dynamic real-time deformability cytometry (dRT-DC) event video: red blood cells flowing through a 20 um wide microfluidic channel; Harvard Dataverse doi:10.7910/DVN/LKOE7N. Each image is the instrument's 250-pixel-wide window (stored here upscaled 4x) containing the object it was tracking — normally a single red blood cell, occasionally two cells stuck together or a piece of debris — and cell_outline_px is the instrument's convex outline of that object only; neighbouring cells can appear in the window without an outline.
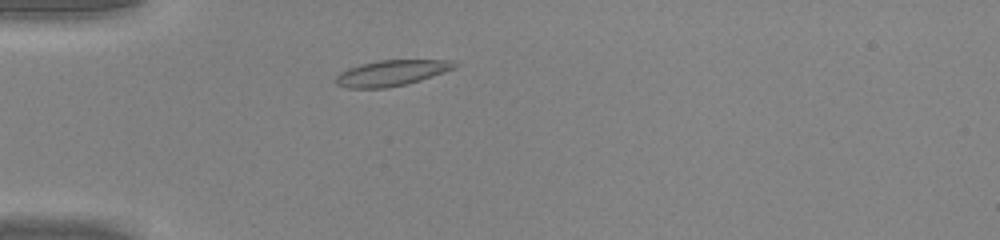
{"species": "common noctule bat (a hibernating species)", "species_latin": "Nyctalus noctula", "temperature_condition": "warm", "stored_images_in_passage": 40, "camera_frame_rate_fps": 3000, "um_per_image_px": 0.085, "animal": {"sex": "male", "body_mass_g": 20.0, "forearm_length_mm": 53.3}, "frame": {"image": 1, "passage_image": 6, "time_ms": 1.667, "image_size_px": [1000, 240], "cell_outline_px": [[460, 64], [456, 68], [408, 84], [384, 88], [348, 88], [336, 84], [336, 76], [340, 72], [348, 68], [360, 64], [376, 60], [452, 60]], "centroid_in_image_um": [33.29, 6.19], "position_along_channel_um": 51.7, "area_um2": 17.92}}
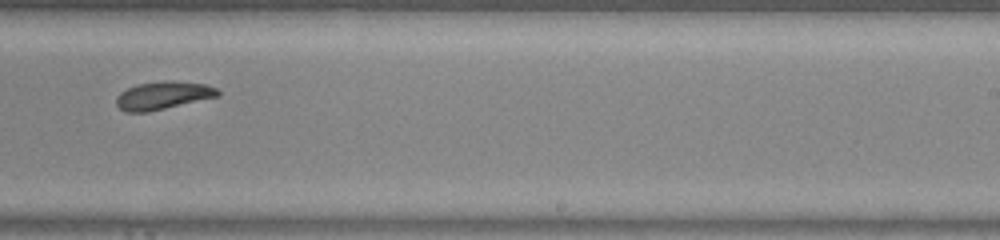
{"frame": {"image": 2, "passage_image": 23, "time_ms": 7.333, "image_size_px": [1000, 240], "cell_outline_px": [[220, 96], [148, 112], [124, 112], [116, 104], [116, 96], [120, 92], [136, 84], [164, 80], [172, 80], [204, 84], [216, 88], [220, 92]], "centroid_in_image_um": [13.84, 8.11], "position_along_channel_um": 275.2, "area_um2": 16.65}}
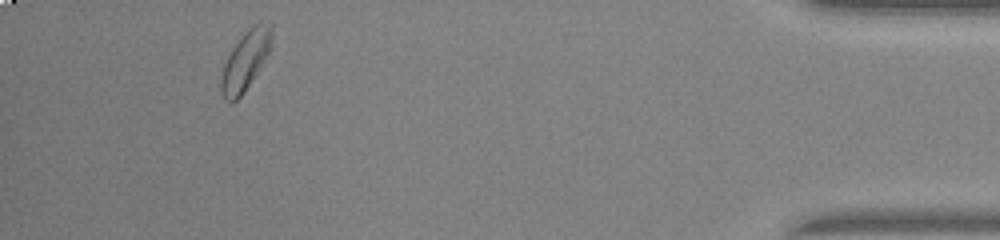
{"frame": {"image": 3, "passage_image": 37, "time_ms": 12.0, "image_size_px": [1000, 240], "cell_outline_px": [[272, 48], [244, 92], [232, 104], [224, 100], [220, 92], [220, 76], [224, 64], [232, 48], [244, 32], [252, 24], [260, 20], [268, 20], [272, 24]], "centroid_in_image_um": [20.88, 5.1], "position_along_channel_um": 414.3, "area_um2": 17.92}, "authors_computed_cell_mechanics": {"area_um2": 17.0799, "velocity_mm_per_s": 4.2329, "shape_relaxation_time_tau1_ms": 3.7229, "shape_relaxation_time_tau2_ms": 3.0307, "deformation_change_tau1": 0.1144, "deformation_change_tau2": 0.083}}